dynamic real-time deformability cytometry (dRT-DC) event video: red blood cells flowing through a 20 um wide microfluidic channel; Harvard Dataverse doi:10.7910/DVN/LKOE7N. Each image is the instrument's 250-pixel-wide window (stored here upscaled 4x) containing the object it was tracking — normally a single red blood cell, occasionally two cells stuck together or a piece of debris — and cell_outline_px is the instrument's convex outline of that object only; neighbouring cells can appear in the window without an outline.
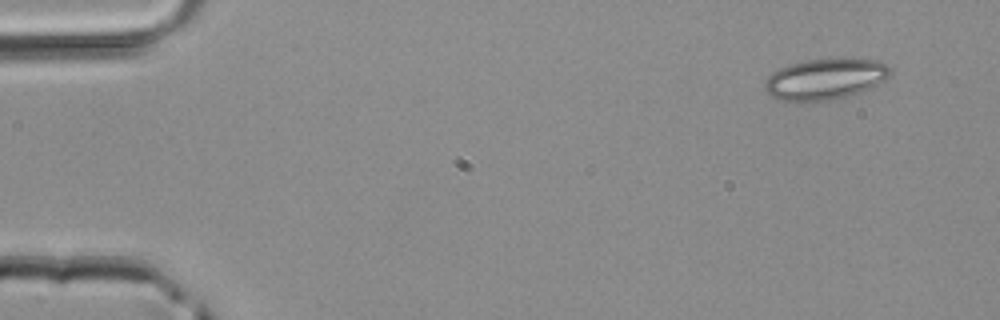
{"species": "common noctule bat (a hibernating species)", "species_latin": "Nyctalus noctula", "temperature_condition": "room temperature", "stored_images_in_passage": 5, "camera_frame_rate_fps": 3000, "um_per_image_px": 0.085, "animal": {"sex": "male", "body_mass_g": 20.4}, "frame": {"image": 1, "passage_image": 1, "time_ms": 0.0, "image_size_px": [1000, 320], "cell_outline_px": [[892, 72], [888, 76], [876, 84], [860, 92], [832, 100], [800, 104], [796, 104], [780, 100], [768, 96], [764, 88], [764, 80], [772, 72], [788, 64], [804, 60], [876, 60], [888, 64], [892, 68]], "centroid_in_image_um": [70.03, 6.77], "position_along_channel_um": 15.0, "area_um2": 30.29}}
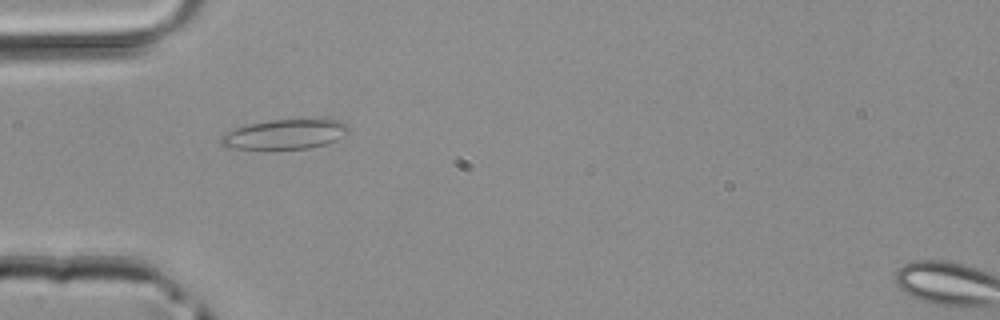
{"frame": {"image": 2, "passage_image": 4, "time_ms": 1.0, "image_size_px": [1000, 320], "cell_outline_px": [[348, 132], [344, 136], [336, 140], [324, 144], [308, 148], [232, 148], [220, 144], [220, 136], [236, 128], [248, 124], [268, 120], [320, 116], [340, 120], [348, 124]], "centroid_in_image_um": [24.32, 11.34], "position_along_channel_um": 60.7, "area_um2": 22.72}}
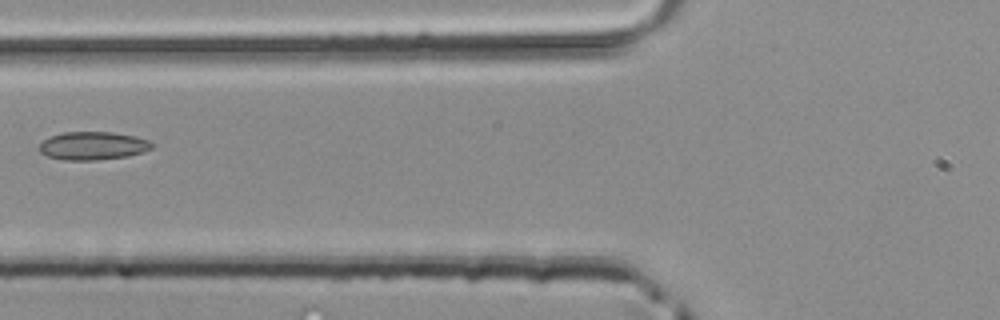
{"frame": {"image": 3, "passage_image": 5, "time_ms": 1.333, "image_size_px": [1000, 320], "cell_outline_px": [[156, 144], [152, 148], [144, 152], [128, 156], [96, 160], [64, 160], [48, 156], [40, 152], [40, 144], [48, 136], [64, 132], [112, 132], [136, 136], [148, 140]], "centroid_in_image_um": [7.93, 12.39], "position_along_channel_um": 117.9, "area_um2": 18.61}}